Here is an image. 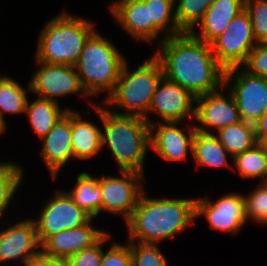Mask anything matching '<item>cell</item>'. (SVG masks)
<instances>
[{"instance_id": "cell-32", "label": "cell", "mask_w": 267, "mask_h": 266, "mask_svg": "<svg viewBox=\"0 0 267 266\" xmlns=\"http://www.w3.org/2000/svg\"><path fill=\"white\" fill-rule=\"evenodd\" d=\"M245 208L247 219L259 224H267V183H258L248 196H245Z\"/></svg>"}, {"instance_id": "cell-9", "label": "cell", "mask_w": 267, "mask_h": 266, "mask_svg": "<svg viewBox=\"0 0 267 266\" xmlns=\"http://www.w3.org/2000/svg\"><path fill=\"white\" fill-rule=\"evenodd\" d=\"M122 176L98 177L101 191V211L120 214L126 222L136 208L143 191L145 177L142 173L120 170Z\"/></svg>"}, {"instance_id": "cell-15", "label": "cell", "mask_w": 267, "mask_h": 266, "mask_svg": "<svg viewBox=\"0 0 267 266\" xmlns=\"http://www.w3.org/2000/svg\"><path fill=\"white\" fill-rule=\"evenodd\" d=\"M157 122L150 124V149L167 162L186 161L189 151L192 154L195 125L189 126L187 135L178 127L182 122Z\"/></svg>"}, {"instance_id": "cell-23", "label": "cell", "mask_w": 267, "mask_h": 266, "mask_svg": "<svg viewBox=\"0 0 267 266\" xmlns=\"http://www.w3.org/2000/svg\"><path fill=\"white\" fill-rule=\"evenodd\" d=\"M227 153L229 154L215 133H203L196 130L193 138L192 156L199 167L221 168L230 166Z\"/></svg>"}, {"instance_id": "cell-20", "label": "cell", "mask_w": 267, "mask_h": 266, "mask_svg": "<svg viewBox=\"0 0 267 266\" xmlns=\"http://www.w3.org/2000/svg\"><path fill=\"white\" fill-rule=\"evenodd\" d=\"M244 9L245 0H214L197 24L200 31L192 30L190 33L195 38L211 44Z\"/></svg>"}, {"instance_id": "cell-12", "label": "cell", "mask_w": 267, "mask_h": 266, "mask_svg": "<svg viewBox=\"0 0 267 266\" xmlns=\"http://www.w3.org/2000/svg\"><path fill=\"white\" fill-rule=\"evenodd\" d=\"M203 216L209 228L237 235L247 223L244 194L228 193L212 203L206 197L196 199V219Z\"/></svg>"}, {"instance_id": "cell-33", "label": "cell", "mask_w": 267, "mask_h": 266, "mask_svg": "<svg viewBox=\"0 0 267 266\" xmlns=\"http://www.w3.org/2000/svg\"><path fill=\"white\" fill-rule=\"evenodd\" d=\"M257 43H267V0H245Z\"/></svg>"}, {"instance_id": "cell-36", "label": "cell", "mask_w": 267, "mask_h": 266, "mask_svg": "<svg viewBox=\"0 0 267 266\" xmlns=\"http://www.w3.org/2000/svg\"><path fill=\"white\" fill-rule=\"evenodd\" d=\"M100 266H132V255L128 244L113 242L103 257Z\"/></svg>"}, {"instance_id": "cell-16", "label": "cell", "mask_w": 267, "mask_h": 266, "mask_svg": "<svg viewBox=\"0 0 267 266\" xmlns=\"http://www.w3.org/2000/svg\"><path fill=\"white\" fill-rule=\"evenodd\" d=\"M41 251L34 220H19L11 227L0 230V264L29 258Z\"/></svg>"}, {"instance_id": "cell-24", "label": "cell", "mask_w": 267, "mask_h": 266, "mask_svg": "<svg viewBox=\"0 0 267 266\" xmlns=\"http://www.w3.org/2000/svg\"><path fill=\"white\" fill-rule=\"evenodd\" d=\"M66 192L92 218L100 214L102 197L98 177L83 171L77 175L74 188Z\"/></svg>"}, {"instance_id": "cell-19", "label": "cell", "mask_w": 267, "mask_h": 266, "mask_svg": "<svg viewBox=\"0 0 267 266\" xmlns=\"http://www.w3.org/2000/svg\"><path fill=\"white\" fill-rule=\"evenodd\" d=\"M41 157L52 178L69 160L74 159L71 134V110H69L42 139Z\"/></svg>"}, {"instance_id": "cell-37", "label": "cell", "mask_w": 267, "mask_h": 266, "mask_svg": "<svg viewBox=\"0 0 267 266\" xmlns=\"http://www.w3.org/2000/svg\"><path fill=\"white\" fill-rule=\"evenodd\" d=\"M23 265L24 266H65L63 260L56 259L49 255H46L42 251H40L35 256L29 258Z\"/></svg>"}, {"instance_id": "cell-4", "label": "cell", "mask_w": 267, "mask_h": 266, "mask_svg": "<svg viewBox=\"0 0 267 266\" xmlns=\"http://www.w3.org/2000/svg\"><path fill=\"white\" fill-rule=\"evenodd\" d=\"M95 24L67 11L56 15L41 29L35 59L49 64L75 65Z\"/></svg>"}, {"instance_id": "cell-3", "label": "cell", "mask_w": 267, "mask_h": 266, "mask_svg": "<svg viewBox=\"0 0 267 266\" xmlns=\"http://www.w3.org/2000/svg\"><path fill=\"white\" fill-rule=\"evenodd\" d=\"M102 122V148L107 146L120 170L144 173L150 148V125L137 116L119 115L108 106L89 101ZM98 104V105H97Z\"/></svg>"}, {"instance_id": "cell-35", "label": "cell", "mask_w": 267, "mask_h": 266, "mask_svg": "<svg viewBox=\"0 0 267 266\" xmlns=\"http://www.w3.org/2000/svg\"><path fill=\"white\" fill-rule=\"evenodd\" d=\"M241 68L251 75L267 79V43H258Z\"/></svg>"}, {"instance_id": "cell-6", "label": "cell", "mask_w": 267, "mask_h": 266, "mask_svg": "<svg viewBox=\"0 0 267 266\" xmlns=\"http://www.w3.org/2000/svg\"><path fill=\"white\" fill-rule=\"evenodd\" d=\"M126 59L116 46L97 30L86 41L74 65L81 84L91 97L114 90Z\"/></svg>"}, {"instance_id": "cell-2", "label": "cell", "mask_w": 267, "mask_h": 266, "mask_svg": "<svg viewBox=\"0 0 267 266\" xmlns=\"http://www.w3.org/2000/svg\"><path fill=\"white\" fill-rule=\"evenodd\" d=\"M145 193L125 222L128 241L159 244L174 238L194 222L196 199L149 198Z\"/></svg>"}, {"instance_id": "cell-10", "label": "cell", "mask_w": 267, "mask_h": 266, "mask_svg": "<svg viewBox=\"0 0 267 266\" xmlns=\"http://www.w3.org/2000/svg\"><path fill=\"white\" fill-rule=\"evenodd\" d=\"M36 62L39 68L32 74L28 89L37 97L58 102L60 97L78 93L80 97L91 98L73 65Z\"/></svg>"}, {"instance_id": "cell-34", "label": "cell", "mask_w": 267, "mask_h": 266, "mask_svg": "<svg viewBox=\"0 0 267 266\" xmlns=\"http://www.w3.org/2000/svg\"><path fill=\"white\" fill-rule=\"evenodd\" d=\"M106 233L96 244L64 259L65 266H100L103 257V244L110 239Z\"/></svg>"}, {"instance_id": "cell-29", "label": "cell", "mask_w": 267, "mask_h": 266, "mask_svg": "<svg viewBox=\"0 0 267 266\" xmlns=\"http://www.w3.org/2000/svg\"><path fill=\"white\" fill-rule=\"evenodd\" d=\"M23 168L14 162H0V217L5 214L22 183Z\"/></svg>"}, {"instance_id": "cell-26", "label": "cell", "mask_w": 267, "mask_h": 266, "mask_svg": "<svg viewBox=\"0 0 267 266\" xmlns=\"http://www.w3.org/2000/svg\"><path fill=\"white\" fill-rule=\"evenodd\" d=\"M148 6L149 20L164 34L160 38L162 42L165 38L184 33L176 22V10H174L176 0H142Z\"/></svg>"}, {"instance_id": "cell-25", "label": "cell", "mask_w": 267, "mask_h": 266, "mask_svg": "<svg viewBox=\"0 0 267 266\" xmlns=\"http://www.w3.org/2000/svg\"><path fill=\"white\" fill-rule=\"evenodd\" d=\"M217 138L231 155V159L257 144L253 123L241 121L219 129Z\"/></svg>"}, {"instance_id": "cell-17", "label": "cell", "mask_w": 267, "mask_h": 266, "mask_svg": "<svg viewBox=\"0 0 267 266\" xmlns=\"http://www.w3.org/2000/svg\"><path fill=\"white\" fill-rule=\"evenodd\" d=\"M91 218L86 224L60 231L49 236L42 244L41 251L53 258L64 260L81 250L96 244L107 232L93 227Z\"/></svg>"}, {"instance_id": "cell-38", "label": "cell", "mask_w": 267, "mask_h": 266, "mask_svg": "<svg viewBox=\"0 0 267 266\" xmlns=\"http://www.w3.org/2000/svg\"><path fill=\"white\" fill-rule=\"evenodd\" d=\"M256 136H267V110L254 123Z\"/></svg>"}, {"instance_id": "cell-14", "label": "cell", "mask_w": 267, "mask_h": 266, "mask_svg": "<svg viewBox=\"0 0 267 266\" xmlns=\"http://www.w3.org/2000/svg\"><path fill=\"white\" fill-rule=\"evenodd\" d=\"M220 90L196 97L194 120L201 124L200 126L195 125L197 131L213 133L209 131L210 128L218 131L223 127L242 121L232 93L227 89V95H224Z\"/></svg>"}, {"instance_id": "cell-1", "label": "cell", "mask_w": 267, "mask_h": 266, "mask_svg": "<svg viewBox=\"0 0 267 266\" xmlns=\"http://www.w3.org/2000/svg\"><path fill=\"white\" fill-rule=\"evenodd\" d=\"M160 45L154 56L165 78L195 97L223 88L225 70L218 64L211 44L184 32L165 38Z\"/></svg>"}, {"instance_id": "cell-28", "label": "cell", "mask_w": 267, "mask_h": 266, "mask_svg": "<svg viewBox=\"0 0 267 266\" xmlns=\"http://www.w3.org/2000/svg\"><path fill=\"white\" fill-rule=\"evenodd\" d=\"M27 92L14 78L0 75V116L4 121L3 113L15 115L25 113Z\"/></svg>"}, {"instance_id": "cell-27", "label": "cell", "mask_w": 267, "mask_h": 266, "mask_svg": "<svg viewBox=\"0 0 267 266\" xmlns=\"http://www.w3.org/2000/svg\"><path fill=\"white\" fill-rule=\"evenodd\" d=\"M235 168L243 179H260L259 183H267V155L255 144L251 149L233 158Z\"/></svg>"}, {"instance_id": "cell-40", "label": "cell", "mask_w": 267, "mask_h": 266, "mask_svg": "<svg viewBox=\"0 0 267 266\" xmlns=\"http://www.w3.org/2000/svg\"><path fill=\"white\" fill-rule=\"evenodd\" d=\"M6 121H4L2 119V117L0 116V135H2V133H4L6 131Z\"/></svg>"}, {"instance_id": "cell-30", "label": "cell", "mask_w": 267, "mask_h": 266, "mask_svg": "<svg viewBox=\"0 0 267 266\" xmlns=\"http://www.w3.org/2000/svg\"><path fill=\"white\" fill-rule=\"evenodd\" d=\"M214 0H178L176 22L183 32L196 30L207 9Z\"/></svg>"}, {"instance_id": "cell-13", "label": "cell", "mask_w": 267, "mask_h": 266, "mask_svg": "<svg viewBox=\"0 0 267 266\" xmlns=\"http://www.w3.org/2000/svg\"><path fill=\"white\" fill-rule=\"evenodd\" d=\"M196 97L187 89L162 76L157 83L145 120L152 124L150 113L158 114L162 122H182L195 116Z\"/></svg>"}, {"instance_id": "cell-8", "label": "cell", "mask_w": 267, "mask_h": 266, "mask_svg": "<svg viewBox=\"0 0 267 266\" xmlns=\"http://www.w3.org/2000/svg\"><path fill=\"white\" fill-rule=\"evenodd\" d=\"M257 44L250 16L244 9L235 16L224 32L211 43V48L218 64L224 70H227L233 67H241L250 51Z\"/></svg>"}, {"instance_id": "cell-39", "label": "cell", "mask_w": 267, "mask_h": 266, "mask_svg": "<svg viewBox=\"0 0 267 266\" xmlns=\"http://www.w3.org/2000/svg\"><path fill=\"white\" fill-rule=\"evenodd\" d=\"M257 144L262 148L267 155V136H256Z\"/></svg>"}, {"instance_id": "cell-22", "label": "cell", "mask_w": 267, "mask_h": 266, "mask_svg": "<svg viewBox=\"0 0 267 266\" xmlns=\"http://www.w3.org/2000/svg\"><path fill=\"white\" fill-rule=\"evenodd\" d=\"M59 104V102L39 97H36L33 102L28 99L25 114L38 138L42 139L46 136L60 118L71 110L67 107L62 109Z\"/></svg>"}, {"instance_id": "cell-5", "label": "cell", "mask_w": 267, "mask_h": 266, "mask_svg": "<svg viewBox=\"0 0 267 266\" xmlns=\"http://www.w3.org/2000/svg\"><path fill=\"white\" fill-rule=\"evenodd\" d=\"M125 61L114 90L103 101L124 111L119 115L137 116L145 119L153 99L157 83L163 76L160 61L154 54L135 70H128Z\"/></svg>"}, {"instance_id": "cell-11", "label": "cell", "mask_w": 267, "mask_h": 266, "mask_svg": "<svg viewBox=\"0 0 267 266\" xmlns=\"http://www.w3.org/2000/svg\"><path fill=\"white\" fill-rule=\"evenodd\" d=\"M53 195L41 209L40 217L33 219L40 244L49 236L80 227L92 218L72 200L66 190H57Z\"/></svg>"}, {"instance_id": "cell-31", "label": "cell", "mask_w": 267, "mask_h": 266, "mask_svg": "<svg viewBox=\"0 0 267 266\" xmlns=\"http://www.w3.org/2000/svg\"><path fill=\"white\" fill-rule=\"evenodd\" d=\"M132 255V266H168L159 244L128 241Z\"/></svg>"}, {"instance_id": "cell-21", "label": "cell", "mask_w": 267, "mask_h": 266, "mask_svg": "<svg viewBox=\"0 0 267 266\" xmlns=\"http://www.w3.org/2000/svg\"><path fill=\"white\" fill-rule=\"evenodd\" d=\"M82 119L80 113L71 110V142L74 159L87 160L103 149L101 129L96 124Z\"/></svg>"}, {"instance_id": "cell-18", "label": "cell", "mask_w": 267, "mask_h": 266, "mask_svg": "<svg viewBox=\"0 0 267 266\" xmlns=\"http://www.w3.org/2000/svg\"><path fill=\"white\" fill-rule=\"evenodd\" d=\"M109 8L120 27L135 40L152 43L162 35L149 20L148 6L142 0H115Z\"/></svg>"}, {"instance_id": "cell-7", "label": "cell", "mask_w": 267, "mask_h": 266, "mask_svg": "<svg viewBox=\"0 0 267 266\" xmlns=\"http://www.w3.org/2000/svg\"><path fill=\"white\" fill-rule=\"evenodd\" d=\"M223 87L232 93L242 121L254 124L267 110V79L233 67L225 70Z\"/></svg>"}]
</instances>
